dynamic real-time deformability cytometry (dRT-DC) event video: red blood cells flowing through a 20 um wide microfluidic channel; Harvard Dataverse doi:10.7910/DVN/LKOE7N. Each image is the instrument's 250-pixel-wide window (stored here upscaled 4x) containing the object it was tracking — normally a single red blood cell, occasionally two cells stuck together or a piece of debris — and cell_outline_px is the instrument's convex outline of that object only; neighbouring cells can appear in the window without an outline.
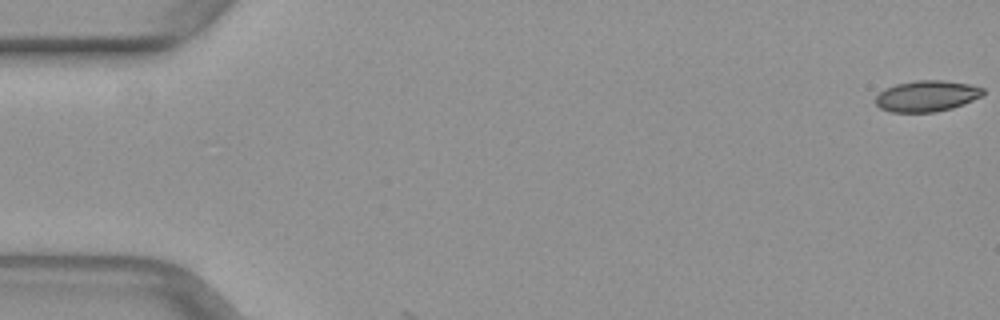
{"species": "common noctule bat (a hibernating species)", "species_latin": "Nyctalus noctula", "temperature_condition": "warm", "stored_images_in_passage": 3, "camera_frame_rate_fps": 3000, "um_per_image_px": 0.085, "animal": {"sex": "female", "body_mass_g": 29.2, "forearm_length_mm": 56.3}, "frame": {"image": 1, "passage_image": 1, "time_ms": 0.0, "image_size_px": [1000, 320], "cell_outline_px": [[984, 92], [980, 96], [964, 104], [952, 108], [936, 112], [888, 112], [880, 108], [876, 104], [876, 96], [884, 88], [896, 84], [916, 80], [944, 80], [972, 84], [984, 88]], "centroid_in_image_um": [78.77, 8.16], "position_along_channel_um": 6.2, "area_um2": 19.59}}